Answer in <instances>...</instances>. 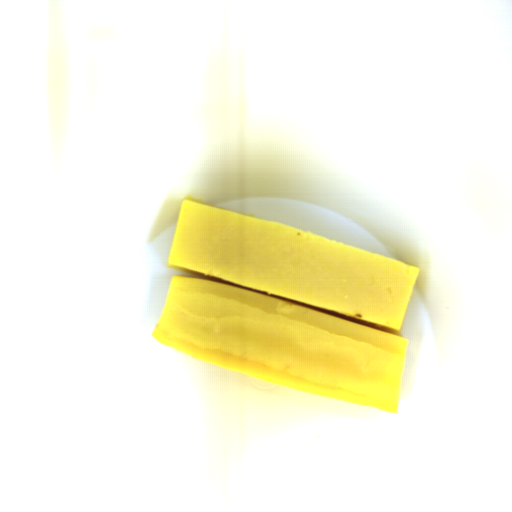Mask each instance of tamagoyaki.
Returning a JSON list of instances; mask_svg holds the SVG:
<instances>
[{
    "instance_id": "tamagoyaki-1",
    "label": "tamagoyaki",
    "mask_w": 512,
    "mask_h": 512,
    "mask_svg": "<svg viewBox=\"0 0 512 512\" xmlns=\"http://www.w3.org/2000/svg\"><path fill=\"white\" fill-rule=\"evenodd\" d=\"M151 337L197 360L398 414L420 268L316 233L182 200Z\"/></svg>"
}]
</instances>
